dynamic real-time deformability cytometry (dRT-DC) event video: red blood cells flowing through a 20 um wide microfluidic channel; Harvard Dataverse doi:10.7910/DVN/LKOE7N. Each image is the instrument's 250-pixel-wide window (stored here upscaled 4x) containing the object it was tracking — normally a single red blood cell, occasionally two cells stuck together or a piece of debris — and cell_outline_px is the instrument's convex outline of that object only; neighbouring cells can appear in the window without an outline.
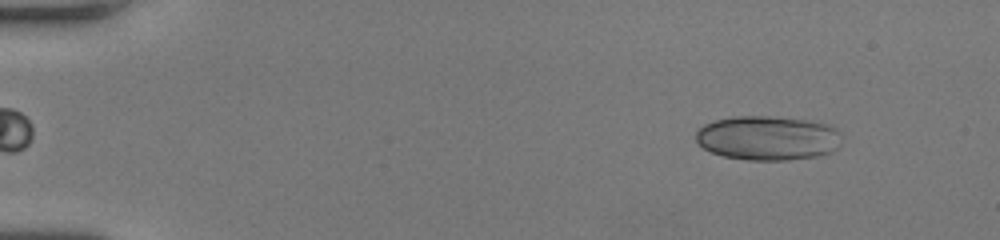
{"species": "human", "species_latin": "Homo sapiens", "temperature_condition": "room temperature", "stored_images_in_passage": 51, "camera_frame_rate_fps": 3000, "um_per_image_px": 0.085, "donor": {"sex": "female"}, "frame": {"image": 1, "passage_image": 5, "time_ms": 1.333, "image_size_px": [1000, 240], "cell_outline_px": [[840, 144], [832, 152], [816, 156], [788, 160], [748, 160], [724, 156], [712, 152], [704, 148], [696, 140], [696, 132], [704, 124], [716, 120], [732, 116], [768, 116], [812, 120], [832, 124], [840, 132]], "centroid_in_image_um": [65.3, 11.72], "position_along_channel_um": 19.7, "area_um2": 37.97}}
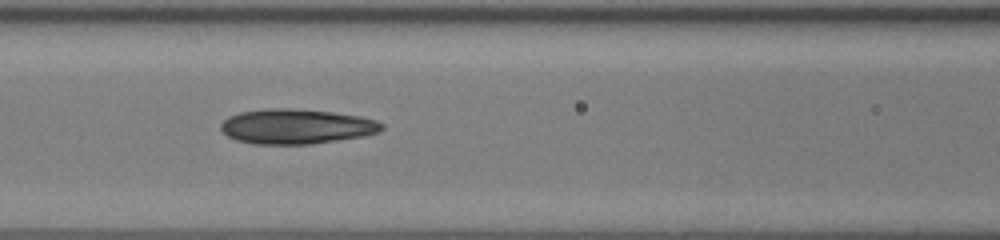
{"frame": {"image": 2, "passage_image": 23, "time_ms": 7.333, "image_size_px": [1000, 240], "cell_outline_px": [[384, 128], [380, 132], [364, 136], [308, 144], [252, 144], [236, 140], [228, 136], [220, 128], [220, 124], [228, 116], [240, 112], [264, 108], [292, 108], [332, 112], [360, 116], [376, 120], [384, 124]], "centroid_in_image_um": [25.19, 10.74], "position_along_channel_um": 141.4, "area_um2": 32.89}}
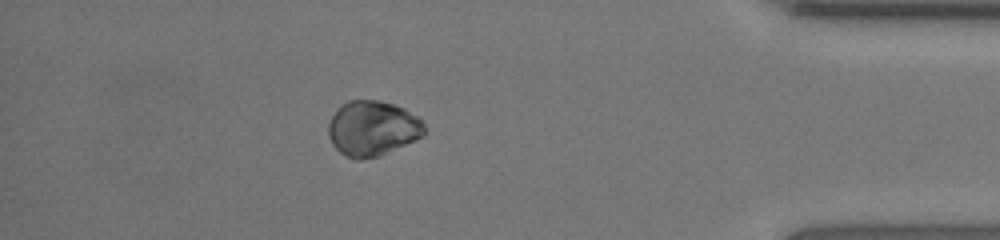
{"frame": {"image": 3, "passage_image": 45, "time_ms": 14.667, "image_size_px": [1000, 240], "cell_outline_px": [[424, 136], [380, 156], [360, 160], [356, 160], [340, 152], [332, 144], [328, 136], [328, 124], [332, 116], [348, 100], [380, 100], [404, 108], [420, 116], [424, 124]], "centroid_in_image_um": [31.69, 10.92], "position_along_channel_um": 403.5, "area_um2": 30.98}, "authors_computed_cell_mechanics": {"area_um2": 32.5414, "velocity_mm_per_s": 4.0649, "shape_relaxation_time_tau1_ms": 1.3396, "shape_relaxation_time_tau2_ms": 5.5774, "deformation_change_tau1": 0.0613, "deformation_change_tau2": 0.043}}